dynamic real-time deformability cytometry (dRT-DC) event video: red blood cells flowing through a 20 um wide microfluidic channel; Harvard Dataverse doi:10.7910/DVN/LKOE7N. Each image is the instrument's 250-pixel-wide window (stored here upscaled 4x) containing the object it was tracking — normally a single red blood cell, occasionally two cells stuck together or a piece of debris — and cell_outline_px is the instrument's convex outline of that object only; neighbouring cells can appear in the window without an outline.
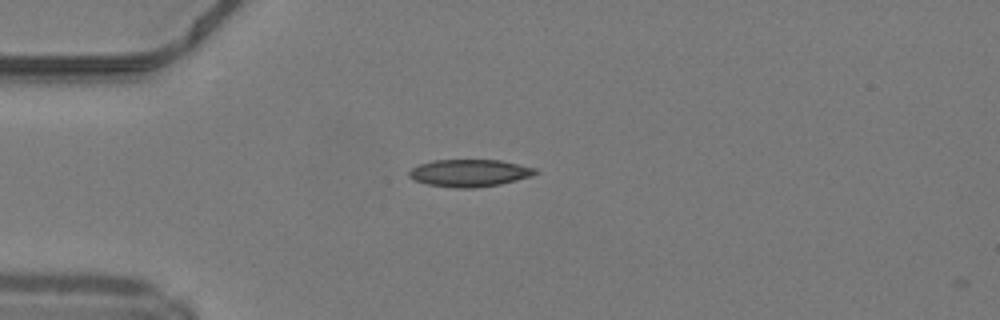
{"species": "common noctule bat (a hibernating species)", "species_latin": "Nyctalus noctula", "temperature_condition": "warm", "stored_images_in_passage": 3, "camera_frame_rate_fps": 3000, "um_per_image_px": 0.085, "animal": {"sex": "male", "body_mass_g": 19.2, "forearm_length_mm": 51.8}, "frame": {"image": 1, "passage_image": 1, "time_ms": 0.0, "image_size_px": [1000, 320], "cell_outline_px": [[540, 172], [532, 176], [500, 184], [476, 188], [456, 188], [428, 184], [416, 180], [408, 176], [408, 172], [412, 168], [420, 164], [432, 160], [500, 160], [536, 168]], "centroid_in_image_um": [39.93, 14.7], "position_along_channel_um": 45.1, "area_um2": 20.06}}